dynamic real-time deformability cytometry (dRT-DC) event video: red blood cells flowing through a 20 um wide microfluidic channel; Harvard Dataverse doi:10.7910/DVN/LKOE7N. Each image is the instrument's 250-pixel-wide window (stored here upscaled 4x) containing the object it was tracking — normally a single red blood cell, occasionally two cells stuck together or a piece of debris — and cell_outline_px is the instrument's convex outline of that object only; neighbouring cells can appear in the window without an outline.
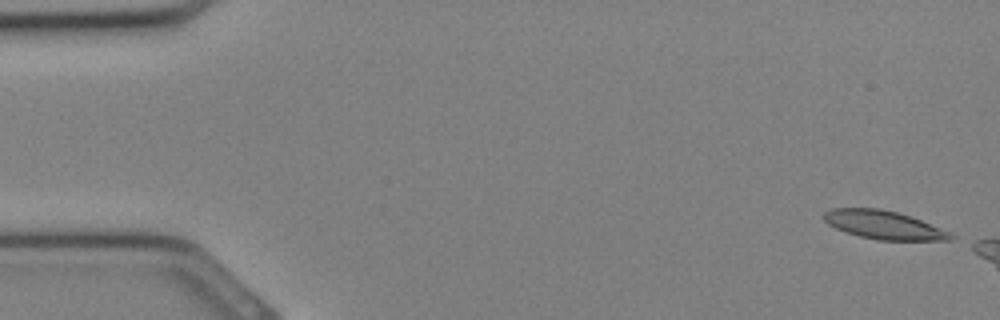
{"species": "Egyptian fruit bat (a non-hibernating species)", "species_latin": "Rousettus aegyptiacus", "temperature_condition": "cold", "stored_images_in_passage": 7, "camera_frame_rate_fps": 3000, "um_per_image_px": 0.085, "animal": {"sex": "female"}, "frame": {"image": 1, "passage_image": 1, "time_ms": 0.0, "image_size_px": [1000, 320], "cell_outline_px": [[956, 236], [952, 240], [876, 240], [844, 232], [828, 224], [820, 216], [824, 212], [832, 208], [880, 208], [896, 212], [920, 220], [948, 232]], "centroid_in_image_um": [75.04, 19.12], "position_along_channel_um": 10.0, "area_um2": 20.87}}